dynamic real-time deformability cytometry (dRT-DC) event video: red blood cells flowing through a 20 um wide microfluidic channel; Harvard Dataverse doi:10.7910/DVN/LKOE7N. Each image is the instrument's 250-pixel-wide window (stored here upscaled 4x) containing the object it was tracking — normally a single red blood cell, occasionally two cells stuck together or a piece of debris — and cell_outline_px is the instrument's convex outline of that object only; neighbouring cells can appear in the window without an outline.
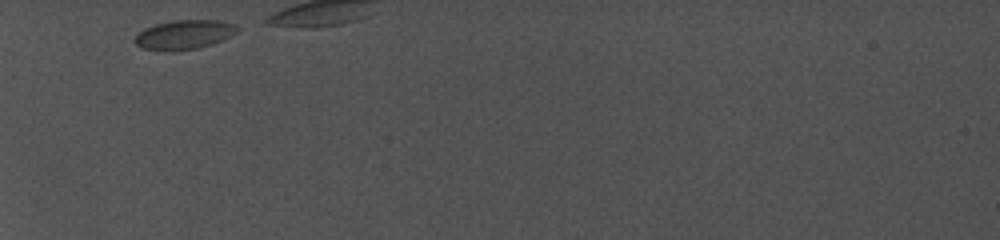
{"species": "common noctule bat (a hibernating species)", "species_latin": "Nyctalus noctula", "temperature_condition": "cold", "stored_images_in_passage": 8, "camera_frame_rate_fps": 5000, "um_per_image_px": 0.085, "animal": {"sex": "female", "body_mass_g": 19.0, "forearm_length_mm": 56.7}, "frame": {"image": 1, "passage_image": 1, "time_ms": 0.0, "image_size_px": [1000, 240], "cell_outline_px": [[240, 28], [236, 32], [212, 44], [200, 48], [172, 52], [144, 48], [136, 44], [132, 40], [144, 28], [156, 24], [172, 20], [216, 20], [236, 24]], "centroid_in_image_um": [15.64, 2.95], "position_along_channel_um": 69.4, "area_um2": 17.51}}